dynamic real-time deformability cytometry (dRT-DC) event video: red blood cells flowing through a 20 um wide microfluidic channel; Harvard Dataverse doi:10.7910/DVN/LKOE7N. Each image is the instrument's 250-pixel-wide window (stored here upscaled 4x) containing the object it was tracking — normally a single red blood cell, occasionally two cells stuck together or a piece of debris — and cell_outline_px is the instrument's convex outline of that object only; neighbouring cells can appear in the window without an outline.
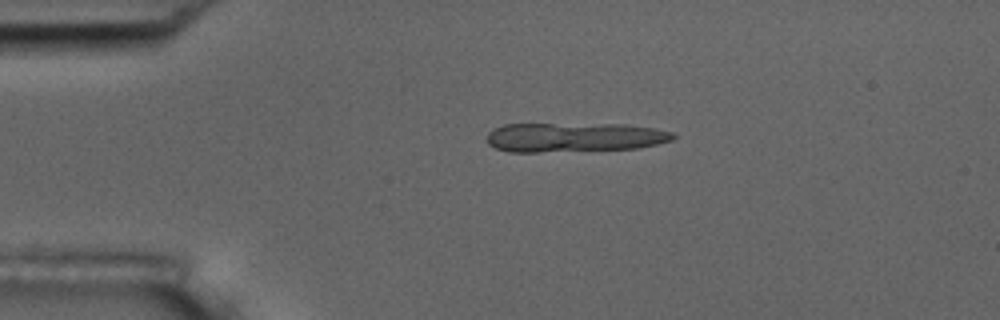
{"species": "common noctule bat (a hibernating species)", "species_latin": "Nyctalus noctula", "temperature_condition": "room temperature", "stored_images_in_passage": 4, "camera_frame_rate_fps": 3000, "um_per_image_px": 0.085, "animal": {"sex": "male", "body_mass_g": 17.5, "forearm_length_mm": 52.3}, "frame": {"image": 1, "passage_image": 3, "time_ms": 2.333, "image_size_px": [1000, 320], "cell_outline_px": [[676, 136], [672, 140], [640, 148], [540, 152], [508, 152], [496, 148], [488, 144], [484, 140], [488, 132], [492, 128], [504, 124], [624, 124], [652, 128], [672, 132]], "centroid_in_image_um": [48.74, 11.67], "position_along_channel_um": 36.3, "area_um2": 32.08}}